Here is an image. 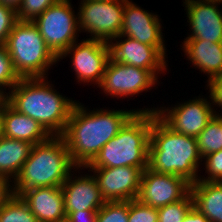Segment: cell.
<instances>
[{
	"instance_id": "11",
	"label": "cell",
	"mask_w": 222,
	"mask_h": 222,
	"mask_svg": "<svg viewBox=\"0 0 222 222\" xmlns=\"http://www.w3.org/2000/svg\"><path fill=\"white\" fill-rule=\"evenodd\" d=\"M71 54V55H70ZM71 56V67L75 71L78 80L83 84L99 85L104 76L105 67L110 58V49L107 42L94 39H82L76 41L59 58Z\"/></svg>"
},
{
	"instance_id": "31",
	"label": "cell",
	"mask_w": 222,
	"mask_h": 222,
	"mask_svg": "<svg viewBox=\"0 0 222 222\" xmlns=\"http://www.w3.org/2000/svg\"><path fill=\"white\" fill-rule=\"evenodd\" d=\"M17 21L16 11L0 4V45H5L8 35Z\"/></svg>"
},
{
	"instance_id": "21",
	"label": "cell",
	"mask_w": 222,
	"mask_h": 222,
	"mask_svg": "<svg viewBox=\"0 0 222 222\" xmlns=\"http://www.w3.org/2000/svg\"><path fill=\"white\" fill-rule=\"evenodd\" d=\"M194 207L209 222H222V182L200 181L191 184Z\"/></svg>"
},
{
	"instance_id": "9",
	"label": "cell",
	"mask_w": 222,
	"mask_h": 222,
	"mask_svg": "<svg viewBox=\"0 0 222 222\" xmlns=\"http://www.w3.org/2000/svg\"><path fill=\"white\" fill-rule=\"evenodd\" d=\"M197 96L174 106L157 107V116L174 132L197 137L206 125L214 118L212 101L208 97Z\"/></svg>"
},
{
	"instance_id": "17",
	"label": "cell",
	"mask_w": 222,
	"mask_h": 222,
	"mask_svg": "<svg viewBox=\"0 0 222 222\" xmlns=\"http://www.w3.org/2000/svg\"><path fill=\"white\" fill-rule=\"evenodd\" d=\"M79 169V170H78ZM82 167H76L62 184L65 212L99 210L105 200L97 184L96 178L90 174H80ZM79 173L74 177V172ZM73 173V174H72Z\"/></svg>"
},
{
	"instance_id": "2",
	"label": "cell",
	"mask_w": 222,
	"mask_h": 222,
	"mask_svg": "<svg viewBox=\"0 0 222 222\" xmlns=\"http://www.w3.org/2000/svg\"><path fill=\"white\" fill-rule=\"evenodd\" d=\"M6 102L38 121L51 136H61L77 101L59 93L48 77H35L21 78L6 93Z\"/></svg>"
},
{
	"instance_id": "13",
	"label": "cell",
	"mask_w": 222,
	"mask_h": 222,
	"mask_svg": "<svg viewBox=\"0 0 222 222\" xmlns=\"http://www.w3.org/2000/svg\"><path fill=\"white\" fill-rule=\"evenodd\" d=\"M108 44L110 58L117 63L149 70L157 79L168 70V61L154 46L121 34Z\"/></svg>"
},
{
	"instance_id": "18",
	"label": "cell",
	"mask_w": 222,
	"mask_h": 222,
	"mask_svg": "<svg viewBox=\"0 0 222 222\" xmlns=\"http://www.w3.org/2000/svg\"><path fill=\"white\" fill-rule=\"evenodd\" d=\"M19 196L28 205L38 222L66 220L61 186L26 189Z\"/></svg>"
},
{
	"instance_id": "15",
	"label": "cell",
	"mask_w": 222,
	"mask_h": 222,
	"mask_svg": "<svg viewBox=\"0 0 222 222\" xmlns=\"http://www.w3.org/2000/svg\"><path fill=\"white\" fill-rule=\"evenodd\" d=\"M89 169L97 180L102 197L106 202L130 201L137 199L142 170L138 167L122 166Z\"/></svg>"
},
{
	"instance_id": "14",
	"label": "cell",
	"mask_w": 222,
	"mask_h": 222,
	"mask_svg": "<svg viewBox=\"0 0 222 222\" xmlns=\"http://www.w3.org/2000/svg\"><path fill=\"white\" fill-rule=\"evenodd\" d=\"M160 16L149 12L139 5L127 0L124 7L123 22L120 34L129 36L143 44L154 46L168 59L166 43L163 36Z\"/></svg>"
},
{
	"instance_id": "30",
	"label": "cell",
	"mask_w": 222,
	"mask_h": 222,
	"mask_svg": "<svg viewBox=\"0 0 222 222\" xmlns=\"http://www.w3.org/2000/svg\"><path fill=\"white\" fill-rule=\"evenodd\" d=\"M202 164L207 177L199 176L198 180L207 182H222V149L205 156Z\"/></svg>"
},
{
	"instance_id": "12",
	"label": "cell",
	"mask_w": 222,
	"mask_h": 222,
	"mask_svg": "<svg viewBox=\"0 0 222 222\" xmlns=\"http://www.w3.org/2000/svg\"><path fill=\"white\" fill-rule=\"evenodd\" d=\"M191 192V183L181 176L157 173L148 167L142 172L137 199L159 208L184 199Z\"/></svg>"
},
{
	"instance_id": "25",
	"label": "cell",
	"mask_w": 222,
	"mask_h": 222,
	"mask_svg": "<svg viewBox=\"0 0 222 222\" xmlns=\"http://www.w3.org/2000/svg\"><path fill=\"white\" fill-rule=\"evenodd\" d=\"M194 206L191 192L182 200L157 208L158 222H182Z\"/></svg>"
},
{
	"instance_id": "16",
	"label": "cell",
	"mask_w": 222,
	"mask_h": 222,
	"mask_svg": "<svg viewBox=\"0 0 222 222\" xmlns=\"http://www.w3.org/2000/svg\"><path fill=\"white\" fill-rule=\"evenodd\" d=\"M221 3L207 0H183L191 31L184 40H207L222 43ZM220 8V9H219Z\"/></svg>"
},
{
	"instance_id": "5",
	"label": "cell",
	"mask_w": 222,
	"mask_h": 222,
	"mask_svg": "<svg viewBox=\"0 0 222 222\" xmlns=\"http://www.w3.org/2000/svg\"><path fill=\"white\" fill-rule=\"evenodd\" d=\"M153 112H136L85 168L148 167Z\"/></svg>"
},
{
	"instance_id": "7",
	"label": "cell",
	"mask_w": 222,
	"mask_h": 222,
	"mask_svg": "<svg viewBox=\"0 0 222 222\" xmlns=\"http://www.w3.org/2000/svg\"><path fill=\"white\" fill-rule=\"evenodd\" d=\"M71 0H57L34 21L46 45L59 58L76 41L80 33L78 15Z\"/></svg>"
},
{
	"instance_id": "28",
	"label": "cell",
	"mask_w": 222,
	"mask_h": 222,
	"mask_svg": "<svg viewBox=\"0 0 222 222\" xmlns=\"http://www.w3.org/2000/svg\"><path fill=\"white\" fill-rule=\"evenodd\" d=\"M57 0H22L16 11L18 21H34Z\"/></svg>"
},
{
	"instance_id": "38",
	"label": "cell",
	"mask_w": 222,
	"mask_h": 222,
	"mask_svg": "<svg viewBox=\"0 0 222 222\" xmlns=\"http://www.w3.org/2000/svg\"><path fill=\"white\" fill-rule=\"evenodd\" d=\"M209 2H217V3H221L222 4V0H207Z\"/></svg>"
},
{
	"instance_id": "40",
	"label": "cell",
	"mask_w": 222,
	"mask_h": 222,
	"mask_svg": "<svg viewBox=\"0 0 222 222\" xmlns=\"http://www.w3.org/2000/svg\"><path fill=\"white\" fill-rule=\"evenodd\" d=\"M0 128H1V112H0Z\"/></svg>"
},
{
	"instance_id": "37",
	"label": "cell",
	"mask_w": 222,
	"mask_h": 222,
	"mask_svg": "<svg viewBox=\"0 0 222 222\" xmlns=\"http://www.w3.org/2000/svg\"><path fill=\"white\" fill-rule=\"evenodd\" d=\"M6 102V94H0V112H2V106Z\"/></svg>"
},
{
	"instance_id": "36",
	"label": "cell",
	"mask_w": 222,
	"mask_h": 222,
	"mask_svg": "<svg viewBox=\"0 0 222 222\" xmlns=\"http://www.w3.org/2000/svg\"><path fill=\"white\" fill-rule=\"evenodd\" d=\"M22 0H0V4L11 7L17 11L21 5Z\"/></svg>"
},
{
	"instance_id": "39",
	"label": "cell",
	"mask_w": 222,
	"mask_h": 222,
	"mask_svg": "<svg viewBox=\"0 0 222 222\" xmlns=\"http://www.w3.org/2000/svg\"><path fill=\"white\" fill-rule=\"evenodd\" d=\"M0 94H6V93H4V92L0 89Z\"/></svg>"
},
{
	"instance_id": "23",
	"label": "cell",
	"mask_w": 222,
	"mask_h": 222,
	"mask_svg": "<svg viewBox=\"0 0 222 222\" xmlns=\"http://www.w3.org/2000/svg\"><path fill=\"white\" fill-rule=\"evenodd\" d=\"M198 151L202 159L222 149V117L215 115L214 118L196 137Z\"/></svg>"
},
{
	"instance_id": "29",
	"label": "cell",
	"mask_w": 222,
	"mask_h": 222,
	"mask_svg": "<svg viewBox=\"0 0 222 222\" xmlns=\"http://www.w3.org/2000/svg\"><path fill=\"white\" fill-rule=\"evenodd\" d=\"M128 222H158V210L138 199L130 200Z\"/></svg>"
},
{
	"instance_id": "3",
	"label": "cell",
	"mask_w": 222,
	"mask_h": 222,
	"mask_svg": "<svg viewBox=\"0 0 222 222\" xmlns=\"http://www.w3.org/2000/svg\"><path fill=\"white\" fill-rule=\"evenodd\" d=\"M202 160L195 137L174 132L153 112L149 169L157 173L181 176L193 184L200 176Z\"/></svg>"
},
{
	"instance_id": "26",
	"label": "cell",
	"mask_w": 222,
	"mask_h": 222,
	"mask_svg": "<svg viewBox=\"0 0 222 222\" xmlns=\"http://www.w3.org/2000/svg\"><path fill=\"white\" fill-rule=\"evenodd\" d=\"M129 201L105 202L98 210L96 222H128Z\"/></svg>"
},
{
	"instance_id": "19",
	"label": "cell",
	"mask_w": 222,
	"mask_h": 222,
	"mask_svg": "<svg viewBox=\"0 0 222 222\" xmlns=\"http://www.w3.org/2000/svg\"><path fill=\"white\" fill-rule=\"evenodd\" d=\"M0 135L33 145L45 142L51 137L38 121L17 112L7 102L2 106Z\"/></svg>"
},
{
	"instance_id": "6",
	"label": "cell",
	"mask_w": 222,
	"mask_h": 222,
	"mask_svg": "<svg viewBox=\"0 0 222 222\" xmlns=\"http://www.w3.org/2000/svg\"><path fill=\"white\" fill-rule=\"evenodd\" d=\"M4 46L20 78L48 77V70L59 62L32 21H17Z\"/></svg>"
},
{
	"instance_id": "24",
	"label": "cell",
	"mask_w": 222,
	"mask_h": 222,
	"mask_svg": "<svg viewBox=\"0 0 222 222\" xmlns=\"http://www.w3.org/2000/svg\"><path fill=\"white\" fill-rule=\"evenodd\" d=\"M0 222H38V220L20 196L12 195L0 208Z\"/></svg>"
},
{
	"instance_id": "10",
	"label": "cell",
	"mask_w": 222,
	"mask_h": 222,
	"mask_svg": "<svg viewBox=\"0 0 222 222\" xmlns=\"http://www.w3.org/2000/svg\"><path fill=\"white\" fill-rule=\"evenodd\" d=\"M159 80L146 69L120 64L109 58L105 67L104 76L99 85L105 93L104 95L112 98H130L144 91H151L152 87L158 85Z\"/></svg>"
},
{
	"instance_id": "1",
	"label": "cell",
	"mask_w": 222,
	"mask_h": 222,
	"mask_svg": "<svg viewBox=\"0 0 222 222\" xmlns=\"http://www.w3.org/2000/svg\"><path fill=\"white\" fill-rule=\"evenodd\" d=\"M81 102L74 105L66 128L61 135L72 163L86 167L99 154L101 148L115 137L136 112H157V108L114 110H88Z\"/></svg>"
},
{
	"instance_id": "34",
	"label": "cell",
	"mask_w": 222,
	"mask_h": 222,
	"mask_svg": "<svg viewBox=\"0 0 222 222\" xmlns=\"http://www.w3.org/2000/svg\"><path fill=\"white\" fill-rule=\"evenodd\" d=\"M12 195V183L0 174V208Z\"/></svg>"
},
{
	"instance_id": "33",
	"label": "cell",
	"mask_w": 222,
	"mask_h": 222,
	"mask_svg": "<svg viewBox=\"0 0 222 222\" xmlns=\"http://www.w3.org/2000/svg\"><path fill=\"white\" fill-rule=\"evenodd\" d=\"M98 210H84L80 212H65L68 222H96Z\"/></svg>"
},
{
	"instance_id": "20",
	"label": "cell",
	"mask_w": 222,
	"mask_h": 222,
	"mask_svg": "<svg viewBox=\"0 0 222 222\" xmlns=\"http://www.w3.org/2000/svg\"><path fill=\"white\" fill-rule=\"evenodd\" d=\"M187 60L211 78L222 74V43L207 40H183L181 44Z\"/></svg>"
},
{
	"instance_id": "27",
	"label": "cell",
	"mask_w": 222,
	"mask_h": 222,
	"mask_svg": "<svg viewBox=\"0 0 222 222\" xmlns=\"http://www.w3.org/2000/svg\"><path fill=\"white\" fill-rule=\"evenodd\" d=\"M21 78L15 72L12 59L4 45H0V89L7 93L10 91Z\"/></svg>"
},
{
	"instance_id": "35",
	"label": "cell",
	"mask_w": 222,
	"mask_h": 222,
	"mask_svg": "<svg viewBox=\"0 0 222 222\" xmlns=\"http://www.w3.org/2000/svg\"><path fill=\"white\" fill-rule=\"evenodd\" d=\"M182 222H209V220L193 206Z\"/></svg>"
},
{
	"instance_id": "8",
	"label": "cell",
	"mask_w": 222,
	"mask_h": 222,
	"mask_svg": "<svg viewBox=\"0 0 222 222\" xmlns=\"http://www.w3.org/2000/svg\"><path fill=\"white\" fill-rule=\"evenodd\" d=\"M127 0H81L78 7V27L89 39L109 43L120 35Z\"/></svg>"
},
{
	"instance_id": "4",
	"label": "cell",
	"mask_w": 222,
	"mask_h": 222,
	"mask_svg": "<svg viewBox=\"0 0 222 222\" xmlns=\"http://www.w3.org/2000/svg\"><path fill=\"white\" fill-rule=\"evenodd\" d=\"M76 168L61 136H51L35 144L19 174L12 182L13 195L36 187H59Z\"/></svg>"
},
{
	"instance_id": "32",
	"label": "cell",
	"mask_w": 222,
	"mask_h": 222,
	"mask_svg": "<svg viewBox=\"0 0 222 222\" xmlns=\"http://www.w3.org/2000/svg\"><path fill=\"white\" fill-rule=\"evenodd\" d=\"M205 83H207L206 89L207 90L209 89L208 91L210 92L209 95L212 101V106L213 107L215 106L214 108L215 115L222 117V111H220V109H222V74L211 78L209 81H206ZM216 106L220 108L218 111L221 113L216 111L218 109Z\"/></svg>"
},
{
	"instance_id": "22",
	"label": "cell",
	"mask_w": 222,
	"mask_h": 222,
	"mask_svg": "<svg viewBox=\"0 0 222 222\" xmlns=\"http://www.w3.org/2000/svg\"><path fill=\"white\" fill-rule=\"evenodd\" d=\"M32 147V143L0 135V174L13 182L30 156Z\"/></svg>"
}]
</instances>
